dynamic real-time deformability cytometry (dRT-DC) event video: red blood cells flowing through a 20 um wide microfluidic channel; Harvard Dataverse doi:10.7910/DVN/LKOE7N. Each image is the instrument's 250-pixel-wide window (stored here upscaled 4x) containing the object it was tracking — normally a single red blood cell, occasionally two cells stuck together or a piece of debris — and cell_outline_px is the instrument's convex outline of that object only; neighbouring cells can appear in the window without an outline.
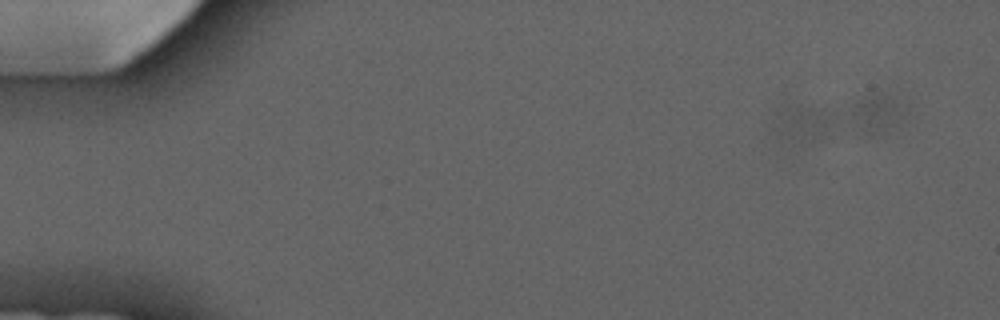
{"species": "common noctule bat (a hibernating species)", "species_latin": "Nyctalus noctula", "temperature_condition": "cold", "stored_images_in_passage": 4, "camera_frame_rate_fps": 3000, "um_per_image_px": 0.085, "animal": {"sex": "male", "forearm_length_mm": 52.5}, "frame": {"image": 1, "passage_image": 1, "time_ms": 0.0, "image_size_px": [1000, 320], "cell_outline_px": [[828, 116], [820, 132], [812, 140], [792, 144], [772, 136], [772, 128], [784, 104], [788, 104], [808, 108], [820, 112]], "centroid_in_image_um": [67.83, 10.55], "position_along_channel_um": 17.2, "area_um2": 11.27}}